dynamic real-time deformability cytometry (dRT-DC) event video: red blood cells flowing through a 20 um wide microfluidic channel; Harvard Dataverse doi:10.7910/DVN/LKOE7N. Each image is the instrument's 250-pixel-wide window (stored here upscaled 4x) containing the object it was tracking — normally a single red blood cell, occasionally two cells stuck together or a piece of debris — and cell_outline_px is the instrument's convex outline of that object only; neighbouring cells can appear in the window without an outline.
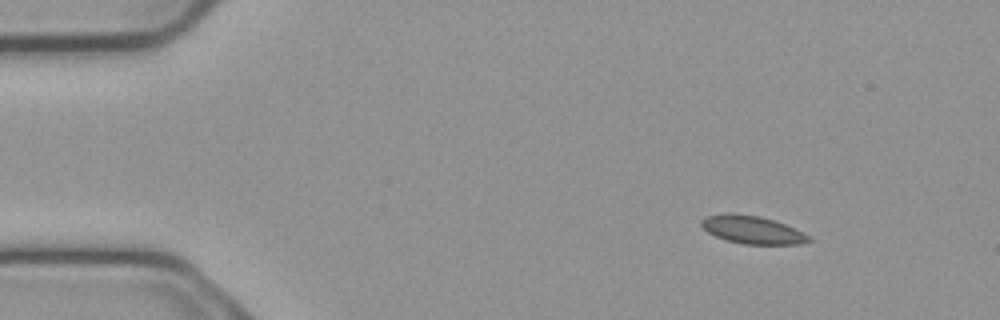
{"species": "common noctule bat (a hibernating species)", "species_latin": "Nyctalus noctula", "temperature_condition": "cold", "stored_images_in_passage": 6, "camera_frame_rate_fps": 3000, "um_per_image_px": 0.085, "animal": {"sex": "male", "body_mass_g": 23.1, "forearm_length_mm": 52.7}, "frame": {"image": 1, "passage_image": 2, "time_ms": 0.333, "image_size_px": [1000, 320], "cell_outline_px": [[812, 240], [800, 244], [744, 244], [724, 240], [708, 232], [700, 224], [700, 220], [704, 216], [728, 212], [732, 212], [760, 216], [784, 224], [804, 232], [812, 236]], "centroid_in_image_um": [63.93, 19.52], "position_along_channel_um": 21.1, "area_um2": 17.69}}
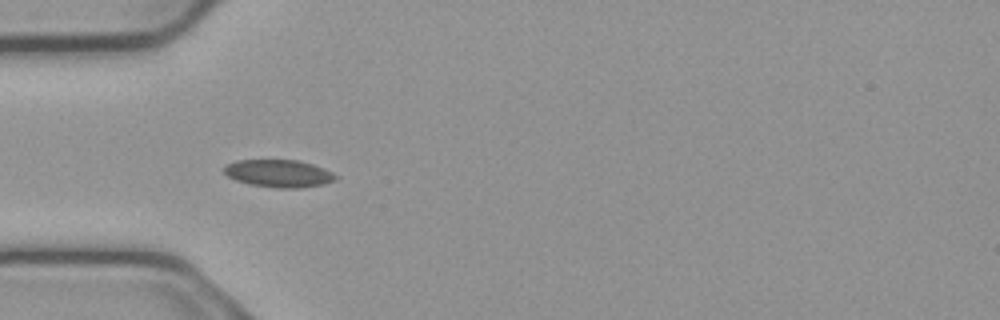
{"frame": {"image": 2, "passage_image": 5, "time_ms": 1.333, "image_size_px": [1000, 320], "cell_outline_px": [[340, 176], [336, 180], [324, 184], [300, 188], [276, 188], [248, 184], [236, 180], [228, 176], [224, 172], [224, 168], [228, 164], [236, 160], [296, 160], [312, 164], [324, 168]], "centroid_in_image_um": [23.73, 14.75], "position_along_channel_um": 61.3, "area_um2": 17.98}}
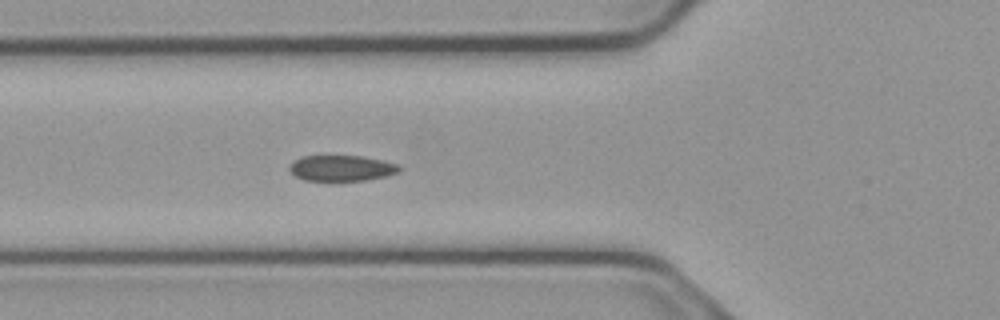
{"frame": {"image": 3, "passage_image": 6, "time_ms": 1.667, "image_size_px": [1000, 320], "cell_outline_px": [[404, 168], [400, 172], [388, 176], [368, 180], [340, 184], [304, 180], [296, 176], [288, 168], [300, 156], [360, 156], [400, 164]], "centroid_in_image_um": [29.1, 14.35], "position_along_channel_um": 96.7, "area_um2": 17.4}}